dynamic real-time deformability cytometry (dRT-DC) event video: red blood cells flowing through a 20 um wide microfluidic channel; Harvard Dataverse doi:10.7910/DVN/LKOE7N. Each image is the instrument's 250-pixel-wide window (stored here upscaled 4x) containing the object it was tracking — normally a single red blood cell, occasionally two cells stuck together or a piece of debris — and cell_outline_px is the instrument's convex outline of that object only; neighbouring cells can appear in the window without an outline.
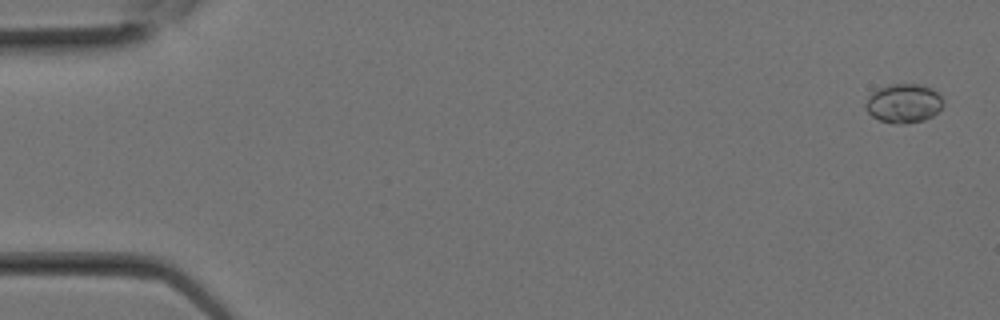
{"species": "Egyptian fruit bat (a non-hibernating species)", "species_latin": "Rousettus aegyptiacus", "temperature_condition": "room temperature", "stored_images_in_passage": 7, "camera_frame_rate_fps": 3000, "um_per_image_px": 0.085, "animal": {"sex": "female"}, "frame": {"image": 1, "passage_image": 1, "time_ms": 0.0, "image_size_px": [1000, 320], "cell_outline_px": [[944, 104], [932, 116], [924, 120], [904, 124], [900, 124], [880, 120], [872, 116], [864, 108], [864, 104], [868, 96], [872, 92], [880, 88], [892, 84], [920, 84], [932, 88], [944, 100]], "centroid_in_image_um": [76.8, 8.78], "position_along_channel_um": 8.2, "area_um2": 17.63}}